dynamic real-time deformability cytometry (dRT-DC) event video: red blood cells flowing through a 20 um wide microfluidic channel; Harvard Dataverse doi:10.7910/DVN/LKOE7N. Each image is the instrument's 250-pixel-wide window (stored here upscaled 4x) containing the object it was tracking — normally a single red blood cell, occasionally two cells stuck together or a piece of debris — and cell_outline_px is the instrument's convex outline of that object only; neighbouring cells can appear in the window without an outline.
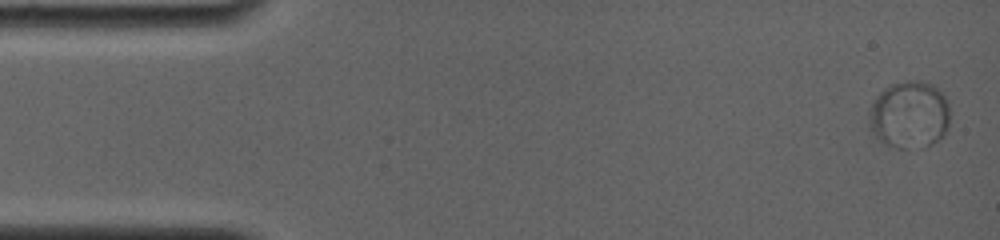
{"species": "common noctule bat (a hibernating species)", "species_latin": "Nyctalus noctula", "temperature_condition": "room temperature", "stored_images_in_passage": 21, "camera_frame_rate_fps": 4000, "um_per_image_px": 0.085, "animal": {"sex": "female", "body_mass_g": 19.0, "forearm_length_mm": 56.7}, "frame": {"image": 1, "passage_image": 1, "time_ms": 0.0, "image_size_px": [1000, 240], "cell_outline_px": [[948, 128], [944, 136], [932, 144], [924, 148], [896, 148], [880, 140], [868, 128], [868, 108], [872, 100], [884, 88], [892, 84], [904, 80], [920, 80], [932, 84], [944, 96], [948, 104]], "centroid_in_image_um": [77.26, 9.76], "position_along_channel_um": 7.7, "area_um2": 32.31}}
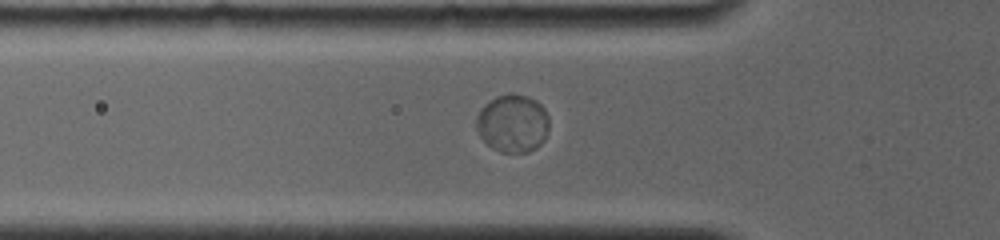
{"frame": {"image": 2, "passage_image": 12, "time_ms": 5.25, "image_size_px": [1000, 240], "cell_outline_px": [[548, 132], [544, 140], [536, 148], [528, 152], [500, 152], [492, 148], [480, 136], [476, 128], [476, 116], [480, 108], [484, 104], [496, 96], [512, 92], [528, 96], [536, 100], [544, 108], [548, 116]], "centroid_in_image_um": [43.57, 10.47], "position_along_channel_um": 82.2, "area_um2": 24.85}}
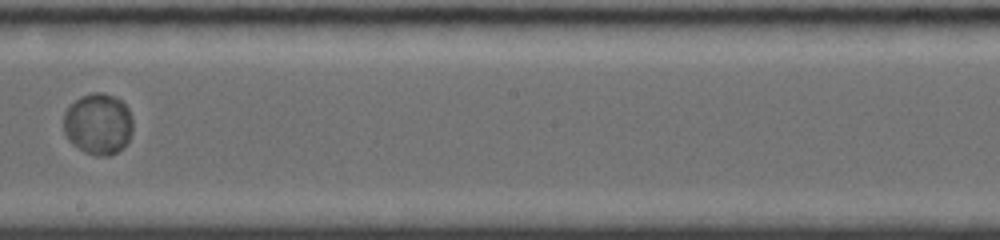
{"frame": {"image": 3, "passage_image": 21, "time_ms": 9.5, "image_size_px": [1000, 240], "cell_outline_px": [[132, 132], [128, 140], [116, 152], [108, 156], [96, 156], [84, 152], [72, 144], [64, 136], [64, 112], [80, 96], [92, 92], [104, 92], [120, 100], [128, 108], [132, 116]], "centroid_in_image_um": [8.32, 10.54], "position_along_channel_um": 239.9, "area_um2": 24.8}}